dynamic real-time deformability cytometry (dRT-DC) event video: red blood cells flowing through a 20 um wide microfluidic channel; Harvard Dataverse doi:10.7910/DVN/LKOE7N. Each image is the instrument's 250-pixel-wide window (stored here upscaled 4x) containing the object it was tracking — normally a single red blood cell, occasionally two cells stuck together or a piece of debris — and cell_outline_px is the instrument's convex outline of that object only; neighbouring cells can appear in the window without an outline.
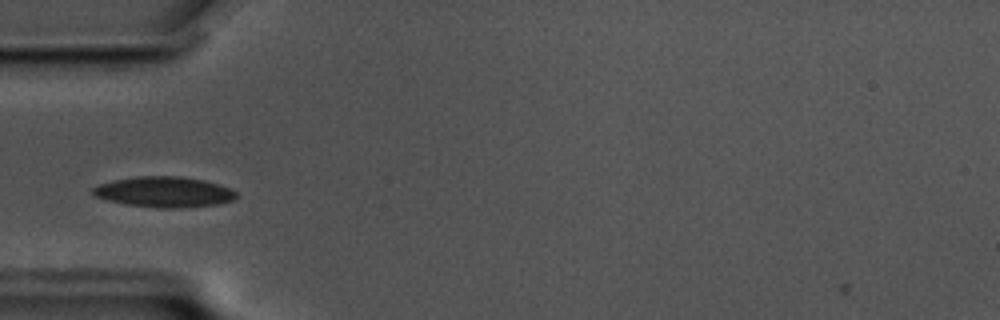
{"species": "common noctule bat (a hibernating species)", "species_latin": "Nyctalus noctula", "temperature_condition": "cold", "stored_images_in_passage": 29, "camera_frame_rate_fps": 3000, "um_per_image_px": 0.085, "animal": {"sex": "male", "body_mass_g": 17.5, "forearm_length_mm": 52.3}, "frame": {"image": 1, "passage_image": 1, "time_ms": 0.0, "image_size_px": [1000, 320], "cell_outline_px": [[236, 196], [232, 200], [220, 204], [180, 208], [160, 208], [128, 204], [108, 200], [92, 196], [92, 188], [100, 184], [116, 180], [136, 176], [176, 176], [204, 180], [228, 188], [236, 192]], "centroid_in_image_um": [13.93, 16.32], "position_along_channel_um": 71.1, "area_um2": 25.26}}
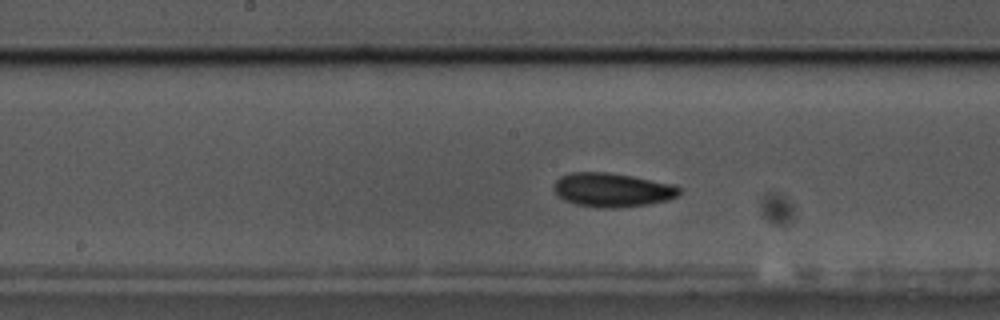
{"frame": {"image": 2, "passage_image": 12, "time_ms": 3.667, "image_size_px": [1000, 320], "cell_outline_px": [[680, 196], [668, 200], [648, 204], [612, 208], [600, 208], [576, 204], [564, 200], [556, 196], [552, 188], [552, 184], [560, 176], [568, 172], [608, 172], [632, 176], [676, 184], [680, 188]], "centroid_in_image_um": [52.02, 16.13], "position_along_channel_um": 196.2, "area_um2": 25.26}}
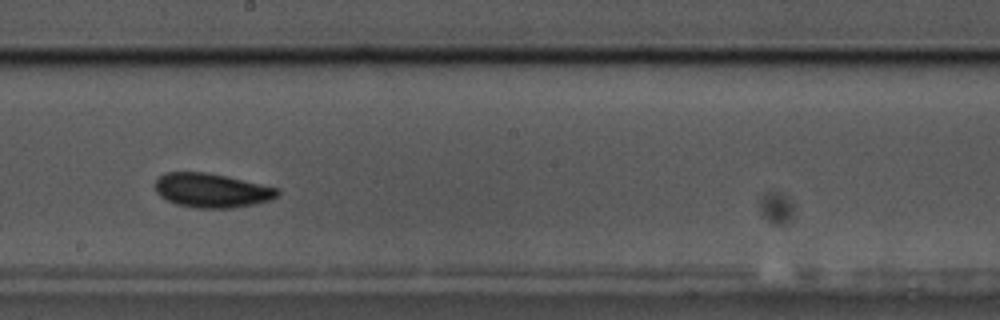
{"frame": {"image": 3, "passage_image": 15, "time_ms": 4.667, "image_size_px": [1000, 320], "cell_outline_px": [[280, 192], [272, 200], [256, 204], [232, 208], [196, 208], [176, 204], [160, 196], [156, 192], [156, 180], [164, 172], [204, 172], [224, 176], [260, 184], [276, 188]], "centroid_in_image_um": [17.98, 16.2], "position_along_channel_um": 230.2, "area_um2": 24.16}}